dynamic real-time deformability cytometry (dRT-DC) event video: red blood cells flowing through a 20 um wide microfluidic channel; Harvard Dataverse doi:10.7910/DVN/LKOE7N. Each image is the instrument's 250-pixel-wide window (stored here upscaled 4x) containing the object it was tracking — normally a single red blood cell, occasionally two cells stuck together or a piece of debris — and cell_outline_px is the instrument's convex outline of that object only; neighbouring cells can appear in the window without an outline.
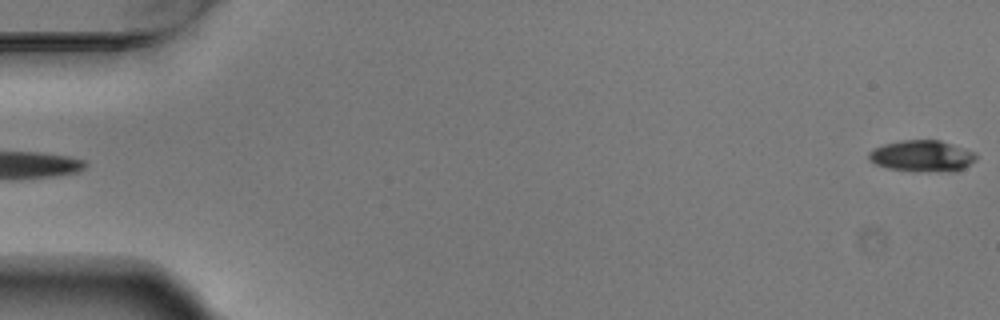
{"species": "Egyptian fruit bat (a non-hibernating species)", "species_latin": "Rousettus aegyptiacus", "temperature_condition": "warm", "stored_images_in_passage": 6, "camera_frame_rate_fps": 3000, "um_per_image_px": 0.085, "animal": {"sex": "male"}, "frame": {"image": 1, "passage_image": 6, "time_ms": 1.667, "image_size_px": [1000, 320], "cell_outline_px": [[976, 160], [964, 168], [956, 172], [948, 172], [888, 168], [876, 164], [868, 156], [868, 152], [872, 148], [884, 144], [900, 140], [940, 140], [976, 152]], "centroid_in_image_um": [78.41, 13.24], "position_along_channel_um": 6.6, "area_um2": 19.48}}